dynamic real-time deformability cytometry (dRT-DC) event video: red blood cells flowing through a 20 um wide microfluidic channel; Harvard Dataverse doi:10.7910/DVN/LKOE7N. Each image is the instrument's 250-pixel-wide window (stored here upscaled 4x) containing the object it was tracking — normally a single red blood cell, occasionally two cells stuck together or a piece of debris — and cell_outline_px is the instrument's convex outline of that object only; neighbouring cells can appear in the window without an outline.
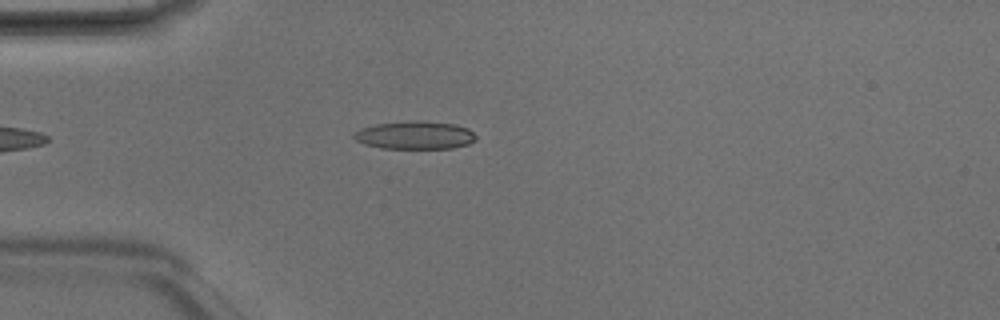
{"species": "Egyptian fruit bat (a non-hibernating species)", "species_latin": "Rousettus aegyptiacus", "temperature_condition": "room temperature", "stored_images_in_passage": 3, "camera_frame_rate_fps": 3000, "um_per_image_px": 0.085, "animal": {"sex": "male"}, "frame": {"image": 1, "passage_image": 3, "time_ms": 0.667, "image_size_px": [1000, 320], "cell_outline_px": [[476, 140], [468, 144], [452, 148], [380, 148], [364, 144], [356, 140], [352, 136], [356, 132], [364, 128], [376, 124], [412, 120], [420, 120], [452, 124], [468, 128], [476, 136]], "centroid_in_image_um": [35.28, 11.49], "position_along_channel_um": 49.7, "area_um2": 19.77}}